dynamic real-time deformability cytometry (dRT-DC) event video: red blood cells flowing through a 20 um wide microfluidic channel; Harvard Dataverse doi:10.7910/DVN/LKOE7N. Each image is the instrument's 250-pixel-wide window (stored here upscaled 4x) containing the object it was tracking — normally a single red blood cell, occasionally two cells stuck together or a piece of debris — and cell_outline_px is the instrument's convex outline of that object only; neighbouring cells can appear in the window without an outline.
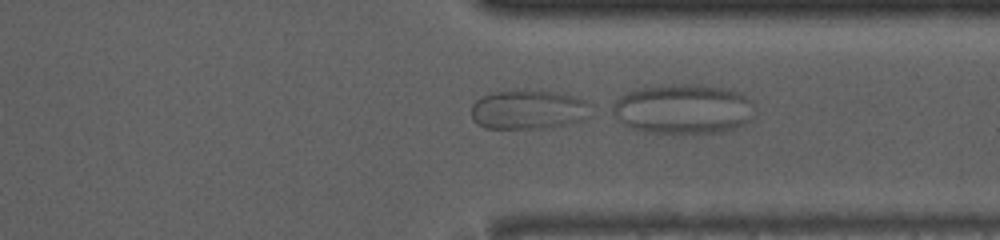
{"species": "common noctule bat (a hibernating species)", "species_latin": "Nyctalus noctula", "temperature_condition": "room temperature", "stored_images_in_passage": 44, "camera_frame_rate_fps": 3000, "um_per_image_px": 0.085, "animal": {"sex": "male", "body_mass_g": 13.0, "forearm_length_mm": 53.1}, "frame": {"image": 1, "passage_image": 33, "time_ms": 10.667, "image_size_px": [1000, 240], "cell_outline_px": [[592, 104], [588, 116], [580, 120], [568, 124], [544, 128], [484, 128], [476, 124], [472, 120], [472, 104], [476, 100], [484, 96], [496, 92], [556, 92], [572, 96], [584, 100]], "centroid_in_image_um": [44.91, 9.35], "position_along_channel_um": 366.5, "area_um2": 26.82}}